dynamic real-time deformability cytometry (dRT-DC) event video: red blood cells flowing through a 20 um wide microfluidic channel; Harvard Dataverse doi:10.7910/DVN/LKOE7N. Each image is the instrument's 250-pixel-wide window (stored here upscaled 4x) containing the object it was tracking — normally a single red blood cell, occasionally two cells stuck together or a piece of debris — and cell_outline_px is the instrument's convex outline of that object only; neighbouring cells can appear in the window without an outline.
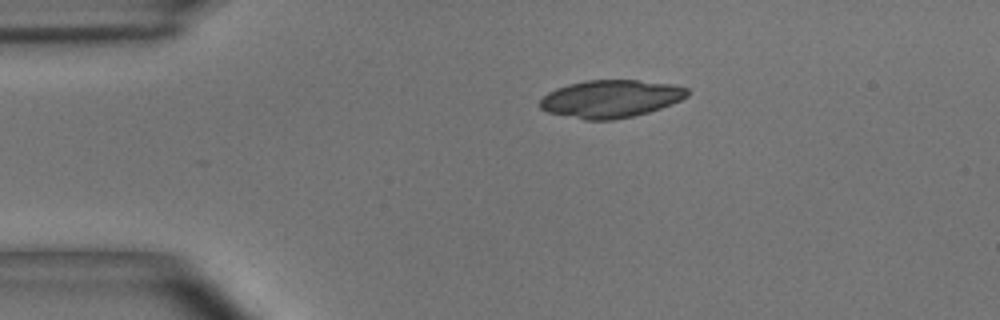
{"species": "common noctule bat (a hibernating species)", "species_latin": "Nyctalus noctula", "temperature_condition": "room temperature", "stored_images_in_passage": 3, "camera_frame_rate_fps": 3000, "um_per_image_px": 0.085, "animal": {"sex": "male", "body_mass_g": 15.6}, "frame": {"image": 1, "passage_image": 1, "time_ms": 0.0, "image_size_px": [1000, 320], "cell_outline_px": [[688, 96], [672, 104], [648, 112], [632, 116], [612, 120], [584, 120], [548, 112], [540, 108], [540, 100], [548, 92], [556, 88], [568, 84], [584, 80], [636, 80], [676, 84], [688, 88]], "centroid_in_image_um": [51.92, 8.39], "position_along_channel_um": 33.1, "area_um2": 32.43}}